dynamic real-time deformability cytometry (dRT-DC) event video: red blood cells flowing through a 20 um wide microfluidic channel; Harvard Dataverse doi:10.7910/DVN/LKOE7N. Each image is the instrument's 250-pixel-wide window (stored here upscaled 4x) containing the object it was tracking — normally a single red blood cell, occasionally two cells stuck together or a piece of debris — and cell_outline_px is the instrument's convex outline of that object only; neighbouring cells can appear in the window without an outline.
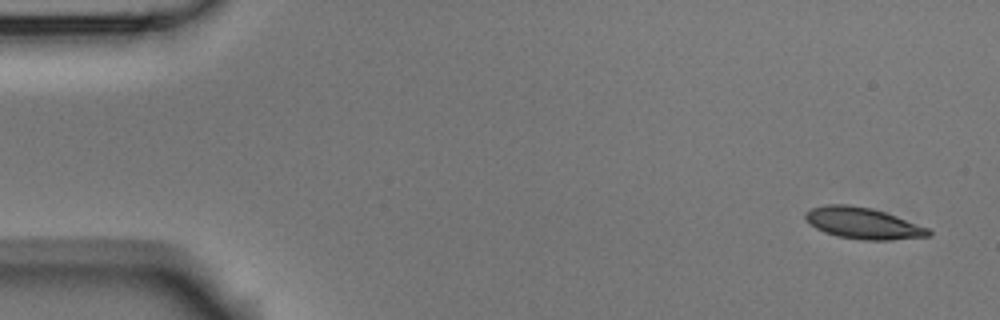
{"species": "Egyptian fruit bat (a non-hibernating species)", "species_latin": "Rousettus aegyptiacus", "temperature_condition": "room temperature", "stored_images_in_passage": 5, "camera_frame_rate_fps": 3000, "um_per_image_px": 0.085, "animal": {"sex": "male"}, "frame": {"image": 1, "passage_image": 1, "time_ms": 0.0, "image_size_px": [1000, 320], "cell_outline_px": [[932, 236], [888, 240], [860, 240], [836, 236], [824, 232], [808, 224], [804, 216], [804, 212], [812, 208], [828, 204], [848, 204], [872, 208], [896, 216], [928, 228], [932, 232]], "centroid_in_image_um": [73.32, 18.98], "position_along_channel_um": 11.7, "area_um2": 22.6}}